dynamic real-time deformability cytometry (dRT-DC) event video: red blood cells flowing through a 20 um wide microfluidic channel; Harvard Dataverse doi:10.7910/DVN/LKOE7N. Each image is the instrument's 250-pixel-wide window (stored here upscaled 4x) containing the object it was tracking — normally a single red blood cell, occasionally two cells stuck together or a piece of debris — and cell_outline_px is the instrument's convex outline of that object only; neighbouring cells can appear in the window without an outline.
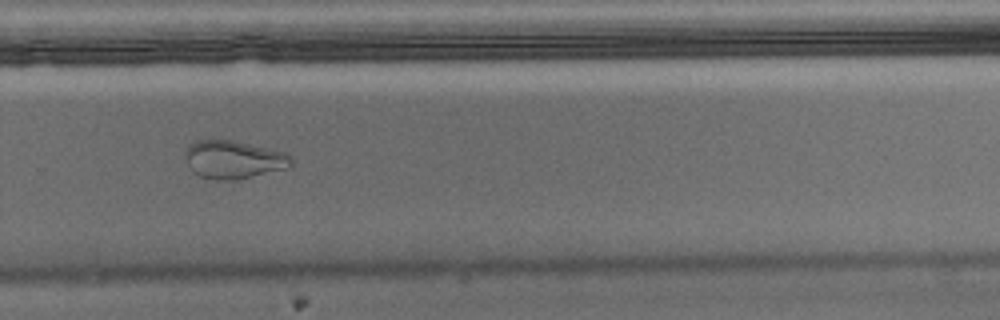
{"species": "Egyptian fruit bat (a non-hibernating species)", "species_latin": "Rousettus aegyptiacus", "temperature_condition": "warm", "stored_images_in_passage": 45, "camera_frame_rate_fps": 3000, "um_per_image_px": 0.085, "animal": {"sex": "male"}, "frame": {"image": 1, "passage_image": 32, "time_ms": 10.333, "image_size_px": [1000, 320], "cell_outline_px": [[292, 164], [288, 168], [236, 180], [216, 180], [200, 176], [192, 172], [188, 168], [184, 160], [184, 152], [196, 140], [232, 140], [268, 148], [284, 152], [292, 156]], "centroid_in_image_um": [19.83, 13.57], "position_along_channel_um": 310.0, "area_um2": 23.7}}